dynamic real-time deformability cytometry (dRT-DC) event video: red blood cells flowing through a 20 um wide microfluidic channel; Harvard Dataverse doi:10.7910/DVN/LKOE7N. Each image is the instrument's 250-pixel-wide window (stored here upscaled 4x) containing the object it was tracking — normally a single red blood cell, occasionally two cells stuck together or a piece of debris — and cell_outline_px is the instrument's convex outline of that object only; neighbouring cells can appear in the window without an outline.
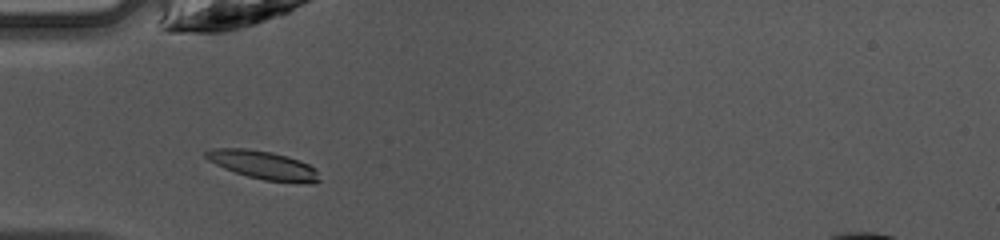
{"species": "common noctule bat (a hibernating species)", "species_latin": "Nyctalus noctula", "temperature_condition": "warm", "stored_images_in_passage": 37, "camera_frame_rate_fps": 3000, "um_per_image_px": 0.085, "animal": {"sex": "female", "body_mass_g": 10.0, "forearm_length_mm": 53.1}, "frame": {"image": 1, "passage_image": 5, "time_ms": 1.333, "image_size_px": [1000, 240], "cell_outline_px": [[320, 180], [312, 184], [308, 184], [264, 180], [248, 176], [224, 168], [208, 160], [204, 156], [204, 152], [212, 148], [244, 148], [272, 152], [300, 160], [308, 164], [316, 172]], "centroid_in_image_um": [22.36, 14.03], "position_along_channel_um": 62.6, "area_um2": 18.67}}
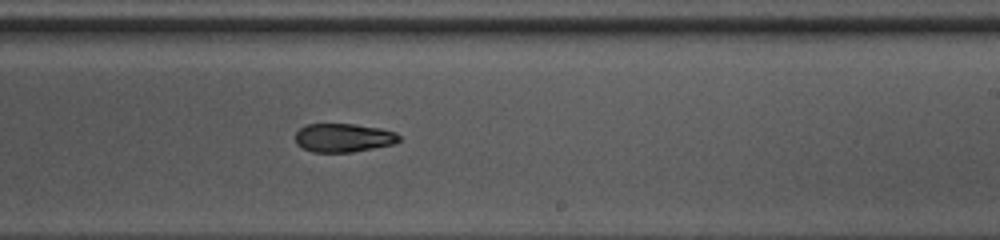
{"frame": {"image": 2, "passage_image": 19, "time_ms": 6.0, "image_size_px": [1000, 240], "cell_outline_px": [[400, 140], [396, 144], [352, 152], [312, 152], [296, 144], [296, 132], [300, 128], [308, 124], [356, 124], [380, 128], [396, 132], [400, 136]], "centroid_in_image_um": [29.23, 11.71], "position_along_channel_um": 259.8, "area_um2": 17.4}}
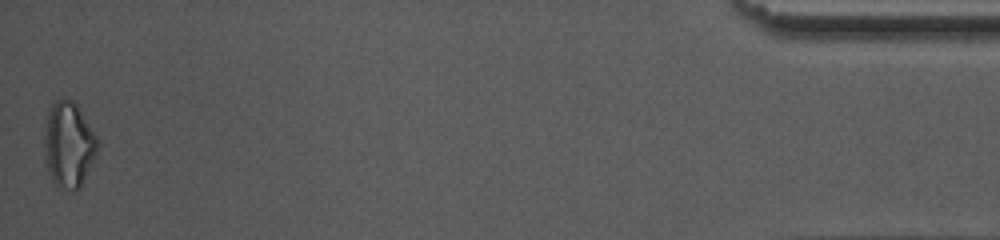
{"frame": {"image": 3, "passage_image": 37, "time_ms": 12.0, "image_size_px": [1000, 240], "cell_outline_px": [[100, 144], [96, 156], [80, 188], [60, 188], [52, 180], [48, 172], [44, 144], [44, 124], [48, 112], [52, 104], [56, 100], [72, 100], [76, 104], [96, 136]], "centroid_in_image_um": [5.84, 12.29], "position_along_channel_um": 429.4, "area_um2": 26.3}, "authors_computed_cell_mechanics": {"area_um2": 18.2648, "velocity_mm_per_s": 4.2518, "shape_relaxation_time_tau1_ms": 5.4044, "shape_relaxation_time_tau2_ms": 2.7431, "deformation_change_tau1": 0.1514, "deformation_change_tau2": 0.1029}}